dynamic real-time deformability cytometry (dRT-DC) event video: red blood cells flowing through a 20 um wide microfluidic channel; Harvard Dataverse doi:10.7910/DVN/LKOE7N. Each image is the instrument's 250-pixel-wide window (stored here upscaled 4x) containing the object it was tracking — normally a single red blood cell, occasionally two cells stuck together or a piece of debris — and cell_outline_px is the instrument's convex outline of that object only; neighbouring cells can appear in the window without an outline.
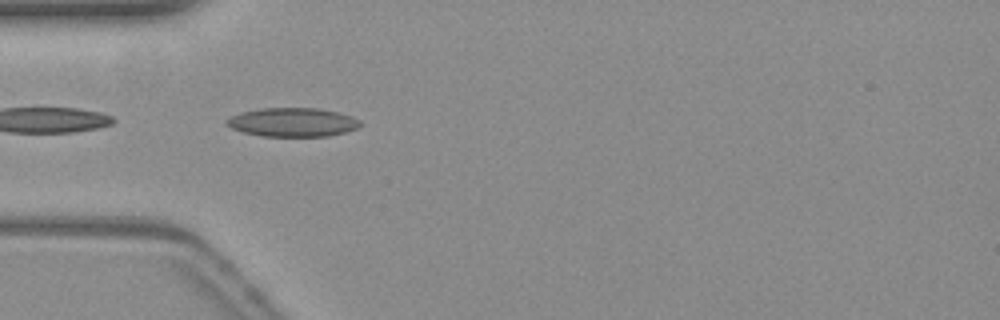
{"species": "common noctule bat (a hibernating species)", "species_latin": "Nyctalus noctula", "temperature_condition": "warm", "stored_images_in_passage": 32, "camera_frame_rate_fps": 3000, "um_per_image_px": 0.085, "animal": {"sex": "female", "body_mass_g": 19.3, "forearm_length_mm": 54.1}, "frame": {"image": 1, "passage_image": 1, "time_ms": 0.0, "image_size_px": [1000, 320], "cell_outline_px": [[360, 124], [356, 128], [344, 132], [328, 136], [260, 136], [244, 132], [232, 128], [224, 120], [232, 116], [244, 112], [260, 108], [316, 108], [336, 112], [352, 116], [360, 120]], "centroid_in_image_um": [24.87, 10.39], "position_along_channel_um": 60.1, "area_um2": 22.14}}
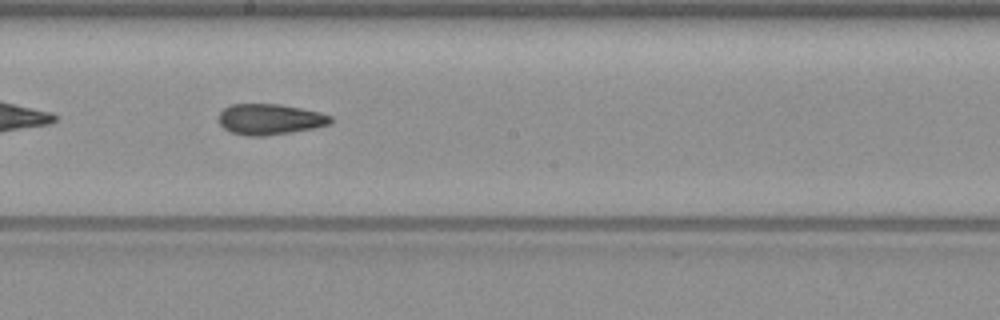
{"frame": {"image": 2, "passage_image": 14, "time_ms": 4.333, "image_size_px": [1000, 320], "cell_outline_px": [[332, 120], [328, 124], [312, 128], [292, 132], [264, 136], [244, 136], [228, 132], [220, 124], [220, 112], [224, 108], [232, 104], [280, 104], [320, 112], [332, 116]], "centroid_in_image_um": [22.91, 10.14], "position_along_channel_um": 225.3, "area_um2": 20.06}}
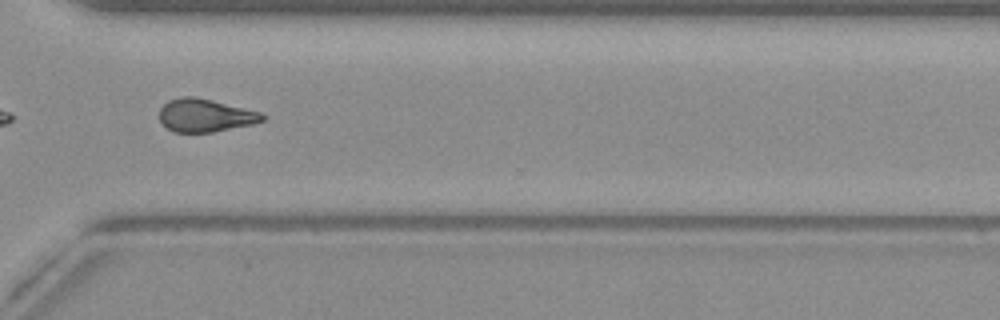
{"frame": {"image": 3, "passage_image": 24, "time_ms": 7.667, "image_size_px": [1000, 320], "cell_outline_px": [[268, 116], [264, 120], [252, 124], [212, 132], [172, 132], [160, 120], [160, 108], [168, 100], [180, 96], [196, 96], [260, 112]], "centroid_in_image_um": [17.44, 9.8], "position_along_channel_um": 353.2, "area_um2": 19.77}, "authors_computed_cell_mechanics": {"area_um2": 20.0855, "velocity_mm_per_s": 3.8449, "shape_relaxation_time_tau1_ms": null, "shape_relaxation_time_tau2_ms": 3.6153, "deformation_change_tau1": null, "deformation_change_tau2": 0.121}}